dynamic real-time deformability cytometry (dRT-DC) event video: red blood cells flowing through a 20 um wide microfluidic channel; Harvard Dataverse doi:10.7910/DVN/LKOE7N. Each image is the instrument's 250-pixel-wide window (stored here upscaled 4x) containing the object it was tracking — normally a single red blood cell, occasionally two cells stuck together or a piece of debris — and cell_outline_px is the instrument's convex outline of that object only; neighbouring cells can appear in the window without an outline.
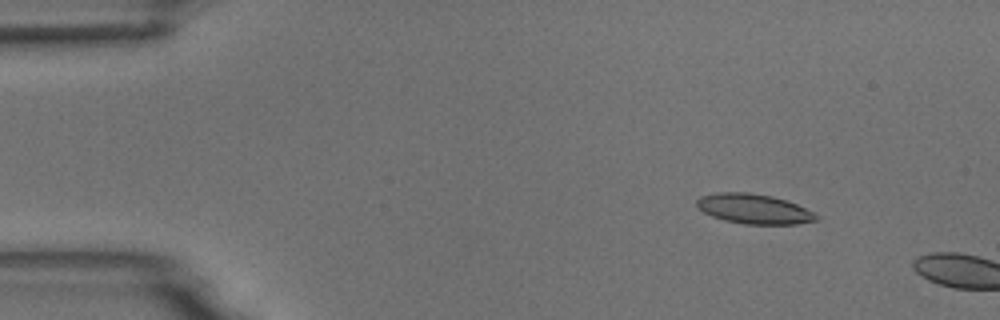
{"species": "common noctule bat (a hibernating species)", "species_latin": "Nyctalus noctula", "temperature_condition": "room temperature", "stored_images_in_passage": 3, "camera_frame_rate_fps": 3000, "um_per_image_px": 0.085, "animal": {"sex": "male", "body_mass_g": 18.8}, "frame": {"image": 1, "passage_image": 2, "time_ms": 2.0, "image_size_px": [1000, 320], "cell_outline_px": [[820, 220], [796, 224], [744, 224], [724, 220], [712, 216], [696, 208], [696, 200], [700, 196], [716, 192], [748, 192], [772, 196], [796, 204], [820, 216]], "centroid_in_image_um": [64.05, 17.75], "position_along_channel_um": 20.9, "area_um2": 20.87}}